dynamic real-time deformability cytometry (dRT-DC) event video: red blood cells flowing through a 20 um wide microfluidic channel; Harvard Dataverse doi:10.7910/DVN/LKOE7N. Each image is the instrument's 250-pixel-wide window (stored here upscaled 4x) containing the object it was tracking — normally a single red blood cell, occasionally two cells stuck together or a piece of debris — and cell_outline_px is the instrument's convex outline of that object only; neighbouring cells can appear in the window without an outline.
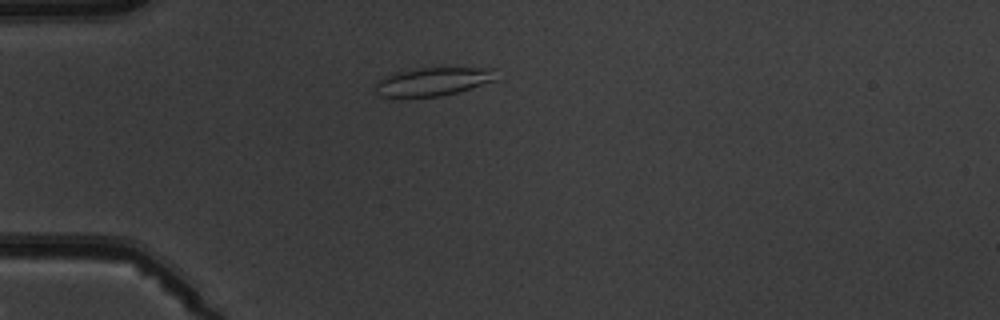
{"species": "common noctule bat (a hibernating species)", "species_latin": "Nyctalus noctula", "temperature_condition": "warm", "stored_images_in_passage": 3, "camera_frame_rate_fps": 3000, "um_per_image_px": 0.085, "animal": {"sex": "male", "body_mass_g": 19.5, "forearm_length_mm": 54.6}, "frame": {"image": 1, "passage_image": 3, "time_ms": 2.333, "image_size_px": [1000, 320], "cell_outline_px": [[496, 80], [456, 92], [440, 96], [380, 96], [376, 92], [372, 84], [376, 80], [392, 72], [420, 68], [496, 68]], "centroid_in_image_um": [36.74, 6.91], "position_along_channel_um": 48.3, "area_um2": 19.94}}